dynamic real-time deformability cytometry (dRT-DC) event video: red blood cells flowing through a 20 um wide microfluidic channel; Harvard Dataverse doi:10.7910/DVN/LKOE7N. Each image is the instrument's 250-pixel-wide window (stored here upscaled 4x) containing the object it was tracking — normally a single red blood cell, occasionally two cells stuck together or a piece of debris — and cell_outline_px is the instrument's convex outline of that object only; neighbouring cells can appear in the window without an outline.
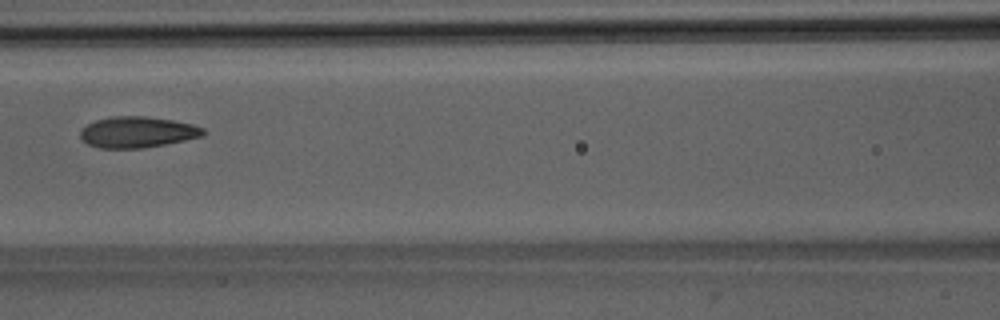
{"species": "Egyptian fruit bat (a non-hibernating species)", "species_latin": "Rousettus aegyptiacus", "temperature_condition": "room temperature", "stored_images_in_passage": 7, "camera_frame_rate_fps": 3000, "um_per_image_px": 0.085, "animal": {"sex": "male"}, "frame": {"image": 1, "passage_image": 5, "time_ms": 5.0, "image_size_px": [1000, 320], "cell_outline_px": [[204, 136], [144, 148], [100, 148], [88, 144], [80, 140], [80, 132], [88, 124], [96, 120], [112, 116], [144, 116], [172, 120], [192, 124], [204, 128]], "centroid_in_image_um": [11.66, 11.23], "position_along_channel_um": 154.9, "area_um2": 22.14}}